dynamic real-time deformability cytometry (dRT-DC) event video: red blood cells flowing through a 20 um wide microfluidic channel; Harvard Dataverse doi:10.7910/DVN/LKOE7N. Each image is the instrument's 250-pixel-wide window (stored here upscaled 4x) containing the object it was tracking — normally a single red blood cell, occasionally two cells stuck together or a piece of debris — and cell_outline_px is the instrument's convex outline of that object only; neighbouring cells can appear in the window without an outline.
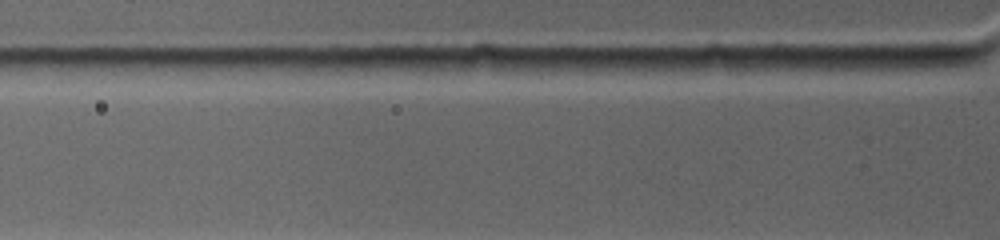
{"species": "common noctule bat (a hibernating species)", "species_latin": "Nyctalus noctula", "temperature_condition": "warm", "stored_images_in_passage": 5, "camera_frame_rate_fps": 4500, "um_per_image_px": 0.085, "animal": {"sex": "female", "body_mass_g": 19.0, "forearm_length_mm": 53.3}, "frame": {"image": 1, "passage_image": 5, "time_ms": 0.667, "image_size_px": [1000, 240], "cell_outline_px": [[968, 64], [944, 68], [840, 68], [848, 56], [956, 56], [964, 60]], "centroid_in_image_um": [76.71, 5.27], "position_along_channel_um": 49.1, "area_um2": 10.12}}